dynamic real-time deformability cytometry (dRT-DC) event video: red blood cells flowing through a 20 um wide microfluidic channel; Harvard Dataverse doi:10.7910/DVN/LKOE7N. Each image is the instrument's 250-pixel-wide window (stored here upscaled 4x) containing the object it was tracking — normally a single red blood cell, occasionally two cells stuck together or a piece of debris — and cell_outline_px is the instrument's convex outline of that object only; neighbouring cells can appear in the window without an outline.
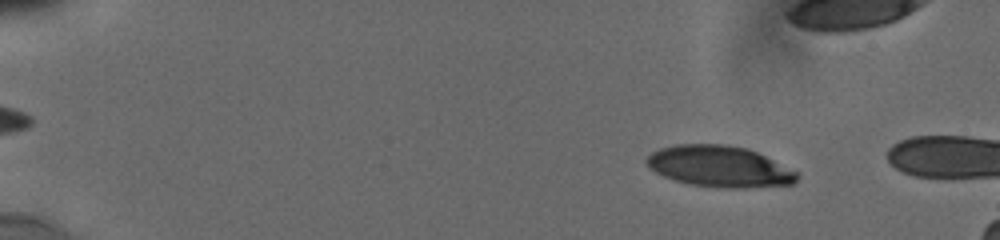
{"species": "human", "species_latin": "Homo sapiens", "temperature_condition": "cold", "stored_images_in_passage": 14, "camera_frame_rate_fps": 3000, "um_per_image_px": 0.085, "donor": {"sex": "male"}, "frame": {"image": 1, "passage_image": 4, "time_ms": 1.0, "image_size_px": [1000, 240], "cell_outline_px": [[796, 180], [792, 184], [744, 188], [720, 188], [688, 184], [664, 176], [656, 172], [648, 164], [648, 156], [652, 152], [660, 148], [676, 144], [724, 144], [748, 148], [796, 172]], "centroid_in_image_um": [61.13, 14.15], "position_along_channel_um": 23.9, "area_um2": 35.6}}